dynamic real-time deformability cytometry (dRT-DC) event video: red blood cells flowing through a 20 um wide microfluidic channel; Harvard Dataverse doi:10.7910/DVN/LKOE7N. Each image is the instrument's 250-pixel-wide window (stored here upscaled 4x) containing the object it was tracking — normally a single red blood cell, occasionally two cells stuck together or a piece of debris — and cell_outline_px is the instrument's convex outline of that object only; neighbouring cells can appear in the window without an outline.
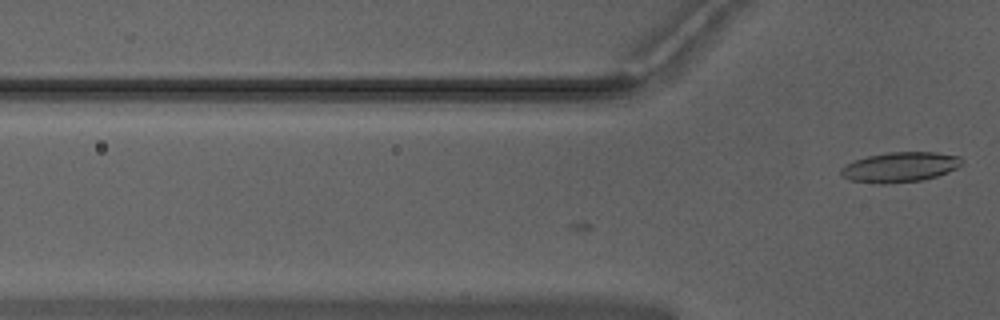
{"species": "Egyptian fruit bat (a non-hibernating species)", "species_latin": "Rousettus aegyptiacus", "temperature_condition": "warm", "stored_images_in_passage": 4, "camera_frame_rate_fps": 3000, "um_per_image_px": 0.085, "animal": {"sex": "male"}, "frame": {"image": 1, "passage_image": 4, "time_ms": 1.0, "image_size_px": [1000, 320], "cell_outline_px": [[964, 160], [956, 168], [948, 172], [924, 180], [884, 184], [876, 184], [848, 180], [840, 172], [840, 168], [856, 160], [868, 156], [888, 152], [936, 152], [960, 156]], "centroid_in_image_um": [76.51, 14.21], "position_along_channel_um": 49.3, "area_um2": 21.15}}